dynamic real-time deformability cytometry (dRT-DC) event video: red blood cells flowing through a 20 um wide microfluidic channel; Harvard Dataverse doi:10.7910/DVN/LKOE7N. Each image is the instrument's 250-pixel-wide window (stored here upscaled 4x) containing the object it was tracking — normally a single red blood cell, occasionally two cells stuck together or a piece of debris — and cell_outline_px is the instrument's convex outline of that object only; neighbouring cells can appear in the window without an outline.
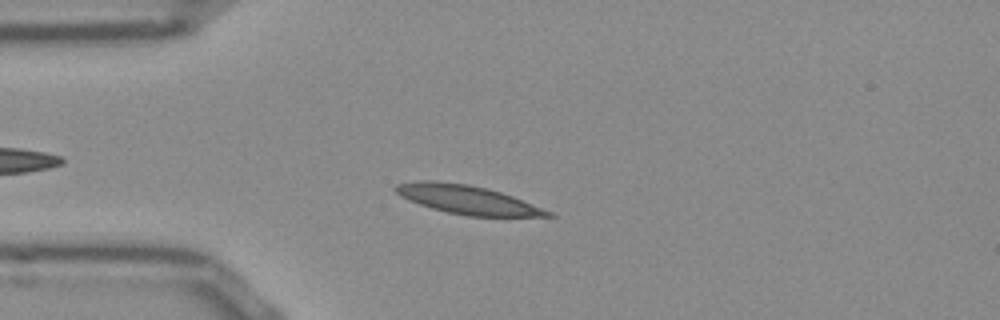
{"species": "Egyptian fruit bat (a non-hibernating species)", "species_latin": "Rousettus aegyptiacus", "temperature_condition": "room temperature", "stored_images_in_passage": 42, "camera_frame_rate_fps": 3000, "um_per_image_px": 0.085, "frame": {"image": 1, "passage_image": 2, "time_ms": 0.333, "image_size_px": [1000, 320], "cell_outline_px": [[556, 216], [468, 216], [448, 212], [432, 208], [408, 200], [400, 196], [392, 188], [396, 184], [420, 180], [432, 180], [468, 184], [488, 188], [512, 196], [552, 212]], "centroid_in_image_um": [39.67, 16.95], "position_along_channel_um": 45.3, "area_um2": 25.26}}
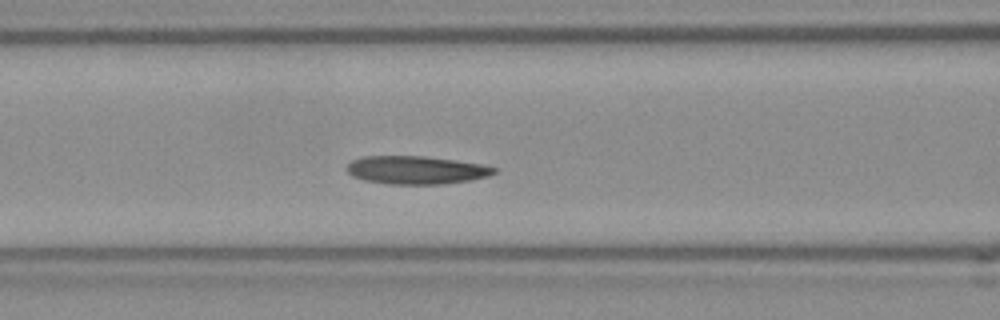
{"frame": {"image": 2, "passage_image": 10, "time_ms": 3.0, "image_size_px": [1000, 320], "cell_outline_px": [[496, 172], [488, 176], [468, 180], [440, 184], [388, 184], [364, 180], [352, 176], [344, 168], [352, 160], [364, 156], [424, 156], [480, 164], [496, 168]], "centroid_in_image_um": [35.31, 14.45], "position_along_channel_um": 131.3, "area_um2": 23.93}}
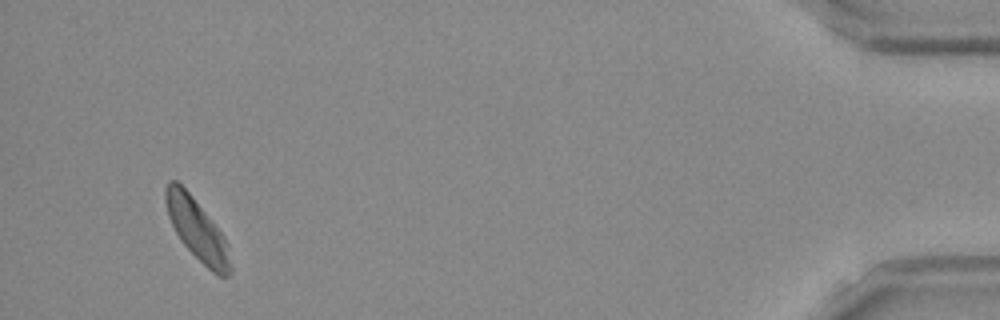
{"frame": {"image": 3, "passage_image": 39, "time_ms": 12.667, "image_size_px": [1000, 320], "cell_outline_px": [[232, 272], [228, 276], [220, 276], [212, 272], [180, 240], [168, 216], [164, 200], [164, 188], [168, 180], [176, 180], [192, 196], [224, 236], [228, 244], [232, 264]], "centroid_in_image_um": [16.75, 19.51], "position_along_channel_um": 418.4, "area_um2": 23.0}, "authors_computed_cell_mechanics": {"area_um2": 23.8425, "velocity_mm_per_s": 3.7939, "shape_relaxation_time_tau1_ms": 3.8364, "shape_relaxation_time_tau2_ms": 3.4283, "deformation_change_tau1": 0.1321, "deformation_change_tau2": 0.1129}}